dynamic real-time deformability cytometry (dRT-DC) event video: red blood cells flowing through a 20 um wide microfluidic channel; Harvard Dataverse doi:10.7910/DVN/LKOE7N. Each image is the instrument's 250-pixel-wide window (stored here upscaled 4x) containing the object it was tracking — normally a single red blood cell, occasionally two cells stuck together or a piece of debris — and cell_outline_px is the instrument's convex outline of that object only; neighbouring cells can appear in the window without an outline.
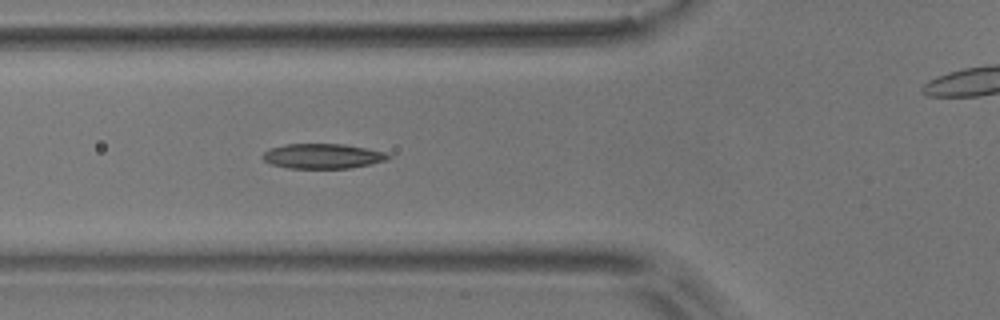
{"species": "common noctule bat (a hibernating species)", "species_latin": "Nyctalus noctula", "temperature_condition": "room temperature", "stored_images_in_passage": 5, "segment_of_instrument_passage": [1, 2], "camera_frame_rate_fps": 3000, "um_per_image_px": 0.085, "animal": {"sex": "male", "body_mass_g": 17.9}, "frame": {"image": 1, "passage_image": 4, "time_ms": 3.333, "image_size_px": [1000, 320], "cell_outline_px": [[392, 156], [388, 160], [348, 168], [288, 168], [272, 164], [264, 160], [260, 156], [268, 148], [284, 144], [344, 144], [384, 152]], "centroid_in_image_um": [27.38, 13.26], "position_along_channel_um": 98.4, "area_um2": 18.15}}